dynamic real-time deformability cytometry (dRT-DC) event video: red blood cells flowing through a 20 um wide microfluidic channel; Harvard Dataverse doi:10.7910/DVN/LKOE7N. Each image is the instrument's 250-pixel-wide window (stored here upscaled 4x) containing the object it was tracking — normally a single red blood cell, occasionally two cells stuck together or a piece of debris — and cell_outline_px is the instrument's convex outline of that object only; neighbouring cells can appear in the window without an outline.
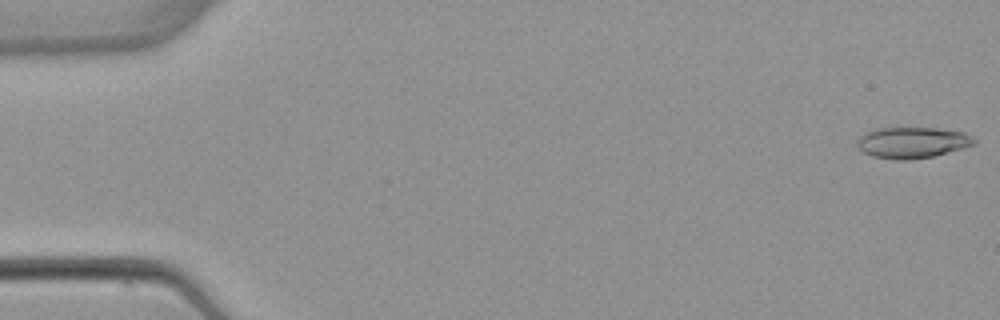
{"species": "common noctule bat (a hibernating species)", "species_latin": "Nyctalus noctula", "temperature_condition": "warm", "stored_images_in_passage": 4, "camera_frame_rate_fps": 3000, "um_per_image_px": 0.085, "animal": {"sex": "female", "body_mass_g": 22.7, "forearm_length_mm": 54.2}, "frame": {"image": 1, "passage_image": 1, "time_ms": 0.0, "image_size_px": [1000, 320], "cell_outline_px": [[976, 144], [964, 148], [932, 156], [908, 160], [896, 160], [872, 156], [864, 152], [856, 144], [856, 140], [864, 132], [872, 128], [936, 128], [964, 132], [972, 136], [976, 140]], "centroid_in_image_um": [77.53, 12.11], "position_along_channel_um": 7.5, "area_um2": 21.33}}
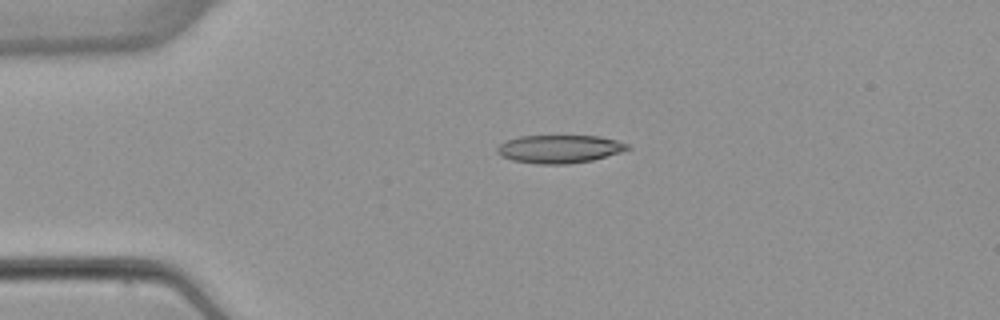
{"frame": {"image": 2, "passage_image": 3, "time_ms": 3.667, "image_size_px": [1000, 320], "cell_outline_px": [[632, 148], [620, 152], [592, 160], [568, 164], [536, 164], [512, 160], [500, 156], [496, 152], [496, 148], [504, 140], [520, 136], [600, 136], [616, 140], [628, 144]], "centroid_in_image_um": [47.51, 12.66], "position_along_channel_um": 37.5, "area_um2": 21.44}}